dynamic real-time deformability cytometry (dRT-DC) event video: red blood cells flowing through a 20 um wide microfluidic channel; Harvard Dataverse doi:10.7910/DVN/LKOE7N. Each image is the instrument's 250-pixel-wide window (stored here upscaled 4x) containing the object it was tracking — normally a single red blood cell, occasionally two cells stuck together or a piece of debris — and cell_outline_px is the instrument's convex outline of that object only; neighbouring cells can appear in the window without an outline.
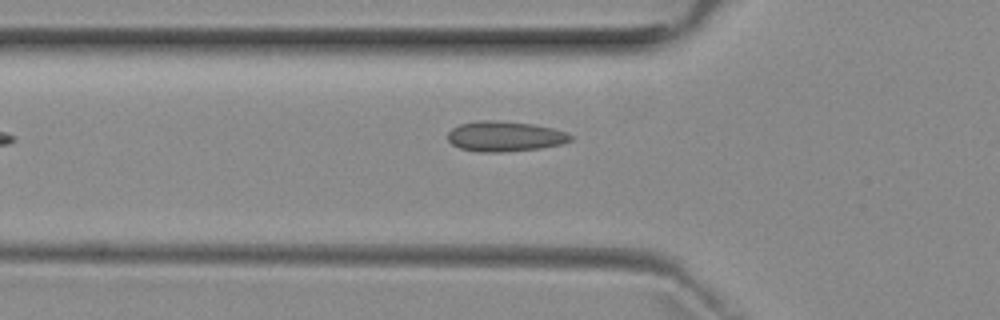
{"species": "common noctule bat (a hibernating species)", "species_latin": "Nyctalus noctula", "temperature_condition": "room temperature", "stored_images_in_passage": 6, "camera_frame_rate_fps": 3000, "um_per_image_px": 0.085, "animal": {"sex": "female", "body_mass_g": 29.2, "forearm_length_mm": 56.3}, "frame": {"image": 1, "passage_image": 5, "time_ms": 4.667, "image_size_px": [1000, 320], "cell_outline_px": [[572, 140], [560, 144], [540, 148], [500, 152], [480, 152], [460, 148], [452, 144], [448, 140], [448, 132], [452, 128], [460, 124], [476, 120], [500, 120], [532, 124], [552, 128], [564, 132], [572, 136]], "centroid_in_image_um": [42.87, 11.58], "position_along_channel_um": 82.9, "area_um2": 21.56}}